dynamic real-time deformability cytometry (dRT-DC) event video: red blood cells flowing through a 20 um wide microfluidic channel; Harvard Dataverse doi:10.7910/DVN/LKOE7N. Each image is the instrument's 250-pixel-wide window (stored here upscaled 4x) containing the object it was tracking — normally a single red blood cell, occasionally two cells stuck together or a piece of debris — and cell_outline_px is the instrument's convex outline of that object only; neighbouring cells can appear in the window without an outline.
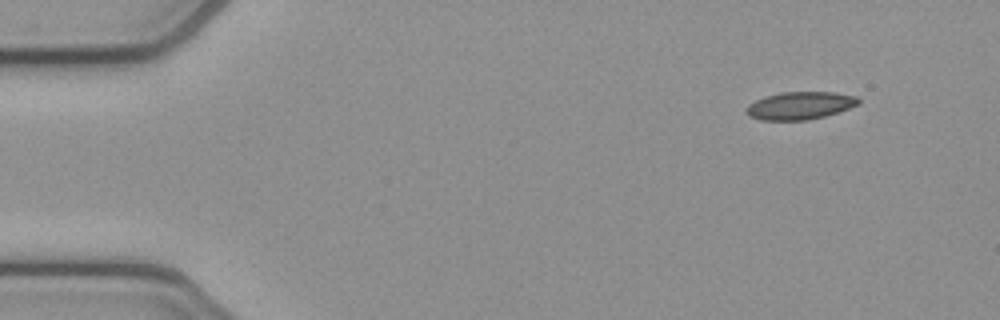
{"species": "common noctule bat (a hibernating species)", "species_latin": "Nyctalus noctula", "temperature_condition": "cold", "stored_images_in_passage": 6, "camera_frame_rate_fps": 3000, "um_per_image_px": 0.085, "animal": {"sex": "female", "body_mass_g": 21.9}, "frame": {"image": 1, "passage_image": 1, "time_ms": 0.0, "image_size_px": [1000, 320], "cell_outline_px": [[860, 104], [824, 116], [808, 120], [760, 120], [748, 116], [744, 112], [748, 104], [764, 96], [780, 92], [836, 92], [856, 96], [860, 100]], "centroid_in_image_um": [67.96, 8.97], "position_along_channel_um": 17.0, "area_um2": 18.21}}
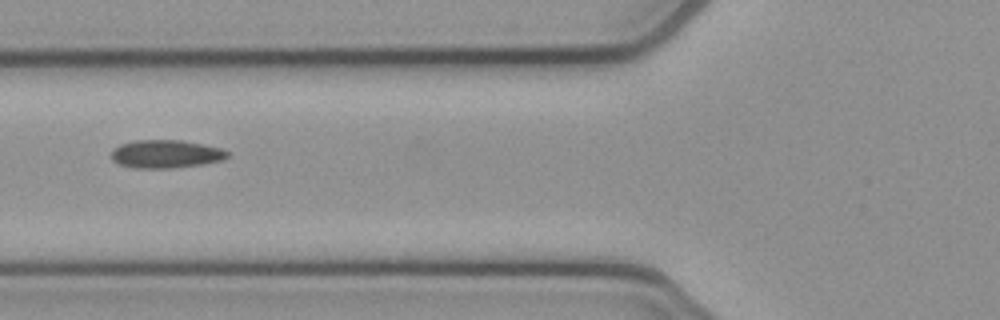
{"frame": {"image": 2, "passage_image": 5, "time_ms": 1.333, "image_size_px": [1000, 320], "cell_outline_px": [[228, 156], [224, 160], [204, 164], [172, 168], [132, 168], [120, 164], [112, 160], [112, 148], [120, 144], [136, 140], [184, 140], [220, 148], [228, 152]], "centroid_in_image_um": [14.09, 13.09], "position_along_channel_um": 111.7, "area_um2": 19.13}}
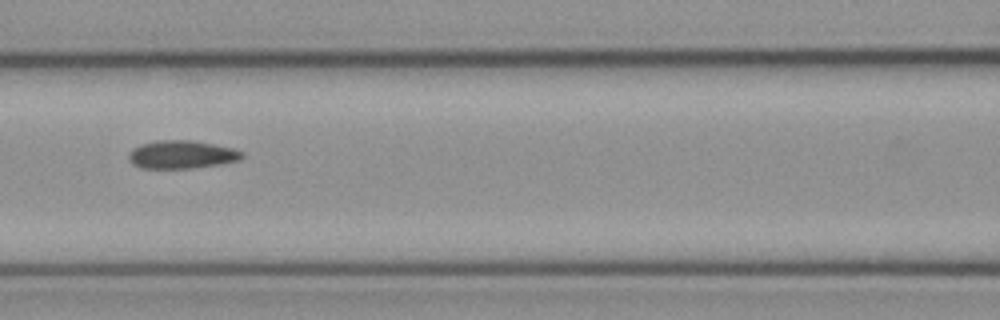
{"frame": {"image": 3, "passage_image": 6, "time_ms": 1.667, "image_size_px": [1000, 320], "cell_outline_px": [[244, 156], [240, 160], [220, 164], [192, 168], [140, 168], [132, 164], [128, 160], [128, 152], [132, 148], [140, 144], [156, 140], [192, 140], [232, 148], [244, 152]], "centroid_in_image_um": [15.4, 13.13], "position_along_channel_um": 151.2, "area_um2": 18.73}}